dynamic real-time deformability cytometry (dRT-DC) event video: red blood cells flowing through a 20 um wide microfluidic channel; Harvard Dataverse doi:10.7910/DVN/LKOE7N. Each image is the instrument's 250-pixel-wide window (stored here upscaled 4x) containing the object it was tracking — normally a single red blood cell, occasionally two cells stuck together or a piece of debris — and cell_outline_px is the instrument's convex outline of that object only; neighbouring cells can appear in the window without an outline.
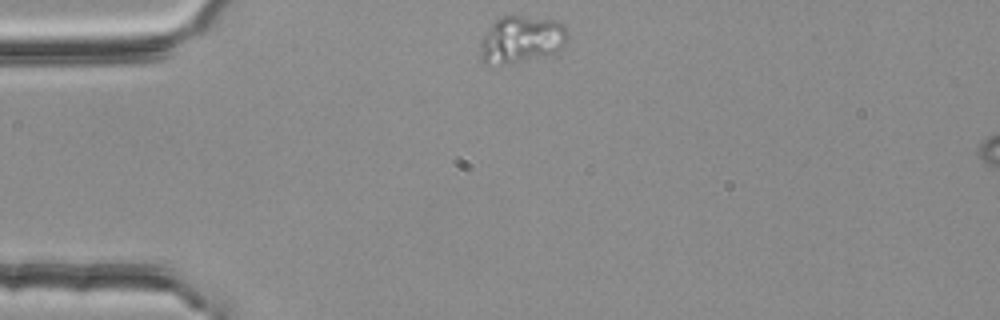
{"species": "common noctule bat (a hibernating species)", "species_latin": "Nyctalus noctula", "temperature_condition": "room temperature", "stored_images_in_passage": 45, "camera_frame_rate_fps": 3000, "um_per_image_px": 0.085, "animal": {"sex": "female", "body_mass_g": 25.1}, "frame": {"image": 1, "passage_image": 1, "time_ms": 0.0, "image_size_px": [1000, 320], "cell_outline_px": [[568, 40], [556, 52], [508, 64], [484, 64], [480, 60], [480, 40], [484, 32], [500, 16], [524, 16], [556, 20], [564, 24], [568, 28]], "centroid_in_image_um": [44.3, 3.34], "position_along_channel_um": 40.7, "area_um2": 24.22}}
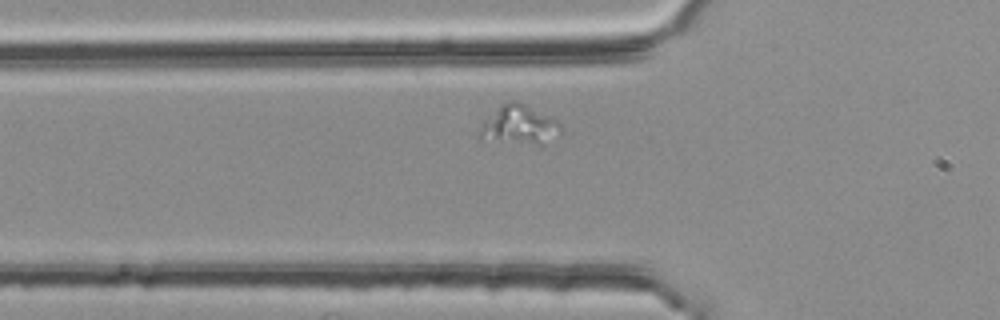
{"frame": {"image": 2, "passage_image": 7, "time_ms": 2.0, "image_size_px": [1000, 320], "cell_outline_px": [[564, 128], [560, 132], [540, 144], [536, 144], [480, 140], [480, 132], [484, 120], [500, 104], [508, 100], [520, 100], [560, 120]], "centroid_in_image_um": [44.16, 10.56], "position_along_channel_um": 81.6, "area_um2": 18.79}}